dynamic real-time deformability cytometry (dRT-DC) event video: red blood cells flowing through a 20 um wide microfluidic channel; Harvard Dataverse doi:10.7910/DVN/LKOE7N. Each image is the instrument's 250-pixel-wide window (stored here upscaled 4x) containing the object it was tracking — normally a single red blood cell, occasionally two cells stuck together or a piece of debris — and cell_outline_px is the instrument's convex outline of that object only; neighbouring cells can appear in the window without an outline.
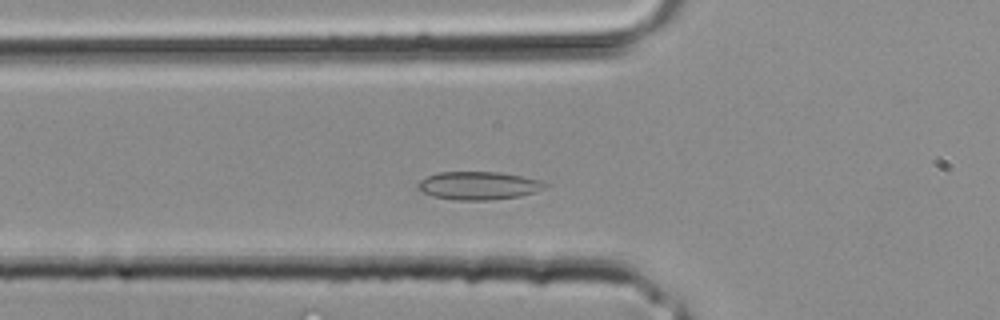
{"species": "common noctule bat (a hibernating species)", "species_latin": "Nyctalus noctula", "temperature_condition": "room temperature", "stored_images_in_passage": 24, "camera_frame_rate_fps": 3000, "um_per_image_px": 0.085, "animal": {"sex": "male", "body_mass_g": 20.4}, "frame": {"image": 1, "passage_image": 2, "time_ms": 0.333, "image_size_px": [1000, 320], "cell_outline_px": [[552, 184], [536, 192], [520, 196], [488, 200], [456, 200], [432, 196], [416, 188], [416, 184], [424, 176], [436, 172], [500, 172], [540, 180]], "centroid_in_image_um": [40.66, 15.77], "position_along_channel_um": 85.1, "area_um2": 21.04}}
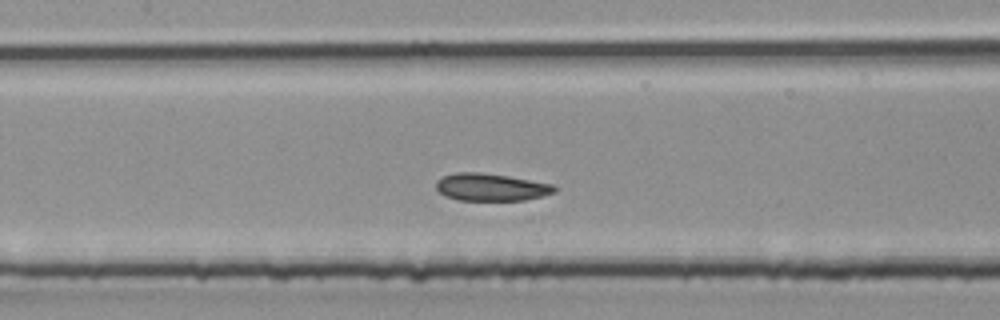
{"frame": {"image": 2, "passage_image": 6, "time_ms": 1.667, "image_size_px": [1000, 320], "cell_outline_px": [[556, 192], [524, 200], [460, 200], [444, 196], [436, 188], [436, 180], [444, 176], [456, 172], [480, 172], [508, 176], [552, 184], [556, 188]], "centroid_in_image_um": [41.7, 15.9], "position_along_channel_um": 165.7, "area_um2": 18.79}}
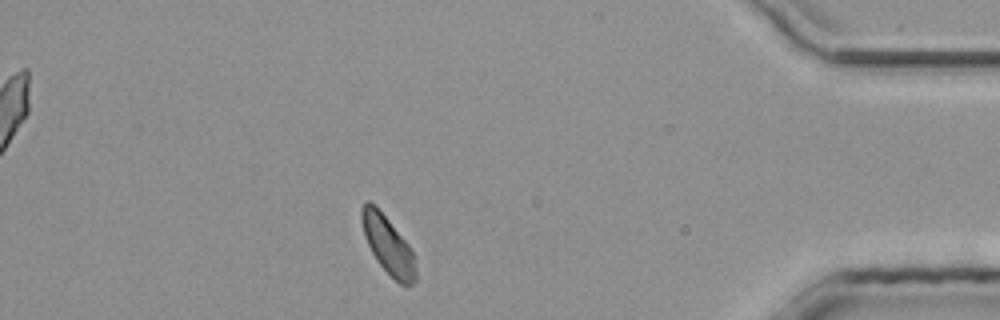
{"frame": {"image": 3, "passage_image": 20, "time_ms": 6.333, "image_size_px": [1000, 320], "cell_outline_px": [[416, 280], [408, 288], [400, 284], [376, 260], [368, 244], [364, 232], [360, 216], [360, 208], [364, 200], [368, 200], [388, 220], [408, 244], [412, 252], [416, 268]], "centroid_in_image_um": [32.98, 20.85], "position_along_channel_um": 402.2, "area_um2": 17.8}}